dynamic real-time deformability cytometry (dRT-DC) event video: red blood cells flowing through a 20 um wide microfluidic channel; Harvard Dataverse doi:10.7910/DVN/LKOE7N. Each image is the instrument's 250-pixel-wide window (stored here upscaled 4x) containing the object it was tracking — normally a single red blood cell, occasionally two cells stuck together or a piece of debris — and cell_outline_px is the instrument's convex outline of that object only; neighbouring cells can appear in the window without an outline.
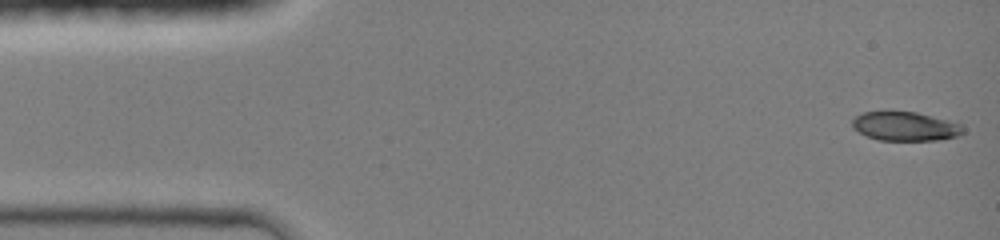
{"species": "common noctule bat (a hibernating species)", "species_latin": "Nyctalus noctula", "temperature_condition": "room temperature", "stored_images_in_passage": 45, "camera_frame_rate_fps": 3000, "um_per_image_px": 0.085, "animal": {"sex": "female", "body_mass_g": 19.0, "forearm_length_mm": 51.5}, "frame": {"image": 1, "passage_image": 1, "time_ms": 0.0, "image_size_px": [1000, 240], "cell_outline_px": [[964, 132], [956, 136], [940, 140], [880, 140], [868, 136], [852, 128], [852, 120], [856, 116], [864, 112], [884, 108], [916, 112], [948, 120], [960, 124], [964, 128]], "centroid_in_image_um": [76.89, 10.69], "position_along_channel_um": 8.1, "area_um2": 19.25}}
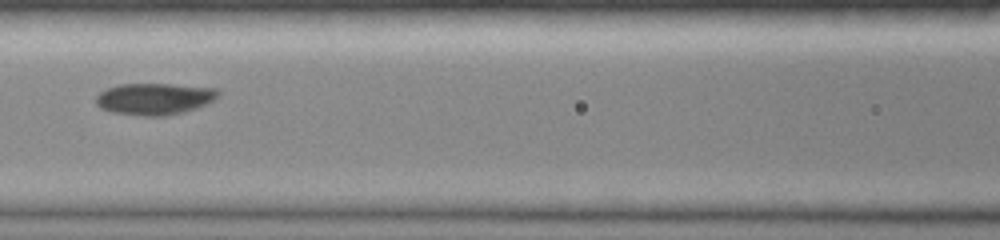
{"frame": {"image": 2, "passage_image": 20, "time_ms": 6.333, "image_size_px": [1000, 240], "cell_outline_px": [[220, 96], [216, 100], [208, 104], [184, 112], [164, 116], [144, 116], [112, 112], [100, 108], [96, 104], [96, 96], [100, 92], [108, 88], [120, 84], [172, 84], [216, 88], [220, 92]], "centroid_in_image_um": [13.17, 8.4], "position_along_channel_um": 153.4, "area_um2": 22.77}}
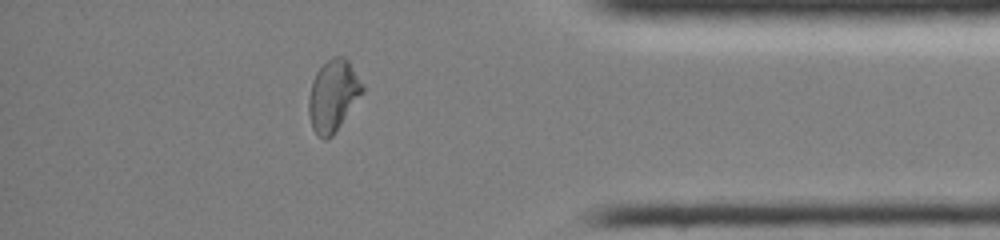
{"frame": {"image": 3, "passage_image": 39, "time_ms": 12.667, "image_size_px": [1000, 240], "cell_outline_px": [[364, 92], [332, 136], [328, 140], [324, 140], [312, 128], [308, 112], [308, 100], [312, 80], [316, 72], [332, 56], [344, 56], [348, 60], [364, 84]], "centroid_in_image_um": [28.32, 8.11], "position_along_channel_um": 406.9, "area_um2": 22.43}}